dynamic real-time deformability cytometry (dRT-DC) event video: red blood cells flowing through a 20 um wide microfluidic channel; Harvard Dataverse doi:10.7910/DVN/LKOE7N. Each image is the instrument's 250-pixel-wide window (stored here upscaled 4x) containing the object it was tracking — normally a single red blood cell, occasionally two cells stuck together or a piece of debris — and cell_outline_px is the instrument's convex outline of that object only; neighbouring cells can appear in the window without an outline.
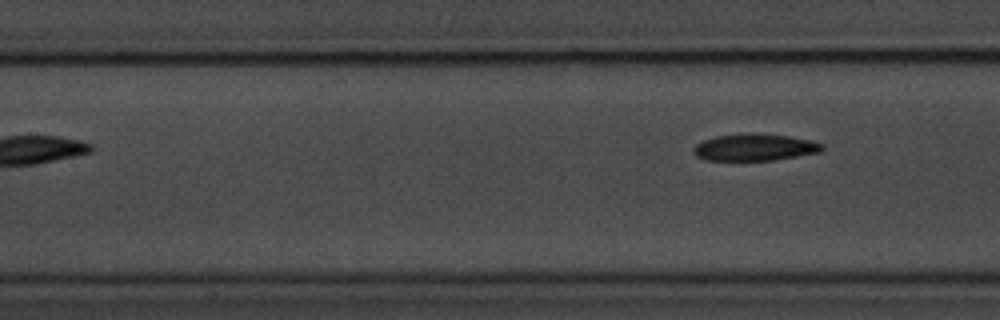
{"species": "common noctule bat (a hibernating species)", "species_latin": "Nyctalus noctula", "temperature_condition": "room temperature", "stored_images_in_passage": 4, "camera_frame_rate_fps": 3000, "um_per_image_px": 0.085, "animal": {"sex": "male", "body_mass_g": 20.1, "forearm_length_mm": 53.5}, "frame": {"image": 1, "passage_image": 4, "time_ms": 3.667, "image_size_px": [1000, 320], "cell_outline_px": [[824, 148], [820, 152], [772, 160], [704, 160], [696, 156], [692, 152], [692, 148], [696, 144], [704, 140], [716, 136], [748, 132], [752, 132], [788, 136], [812, 140], [824, 144]], "centroid_in_image_um": [64.13, 12.51], "position_along_channel_um": 143.3, "area_um2": 20.35}}